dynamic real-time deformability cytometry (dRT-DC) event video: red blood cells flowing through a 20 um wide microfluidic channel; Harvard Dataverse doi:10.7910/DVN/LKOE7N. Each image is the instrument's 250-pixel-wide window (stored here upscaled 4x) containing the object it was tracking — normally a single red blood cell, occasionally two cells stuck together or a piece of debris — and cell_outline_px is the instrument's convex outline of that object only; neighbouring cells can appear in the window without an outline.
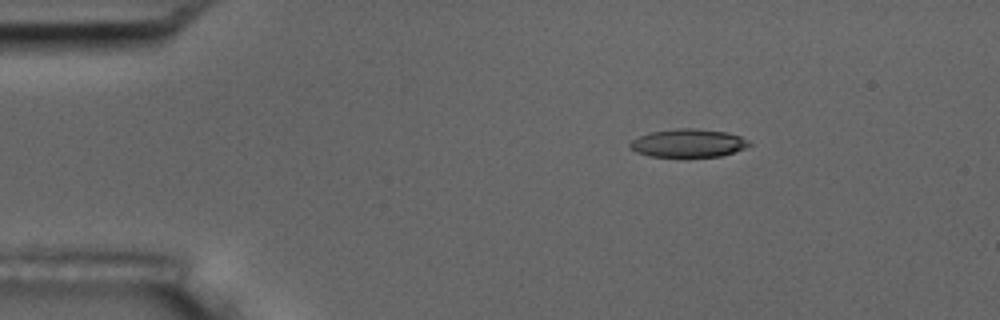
{"species": "common noctule bat (a hibernating species)", "species_latin": "Nyctalus noctula", "temperature_condition": "room temperature", "stored_images_in_passage": 4, "camera_frame_rate_fps": 3000, "um_per_image_px": 0.085, "animal": {"sex": "male", "body_mass_g": 17.5, "forearm_length_mm": 52.3}, "frame": {"image": 1, "passage_image": 2, "time_ms": 2.0, "image_size_px": [1000, 320], "cell_outline_px": [[752, 144], [744, 148], [720, 156], [648, 156], [636, 152], [628, 144], [632, 140], [640, 136], [652, 132], [676, 128], [696, 128], [728, 132], [740, 136], [748, 140]], "centroid_in_image_um": [58.51, 12.15], "position_along_channel_um": 26.5, "area_um2": 19.36}}